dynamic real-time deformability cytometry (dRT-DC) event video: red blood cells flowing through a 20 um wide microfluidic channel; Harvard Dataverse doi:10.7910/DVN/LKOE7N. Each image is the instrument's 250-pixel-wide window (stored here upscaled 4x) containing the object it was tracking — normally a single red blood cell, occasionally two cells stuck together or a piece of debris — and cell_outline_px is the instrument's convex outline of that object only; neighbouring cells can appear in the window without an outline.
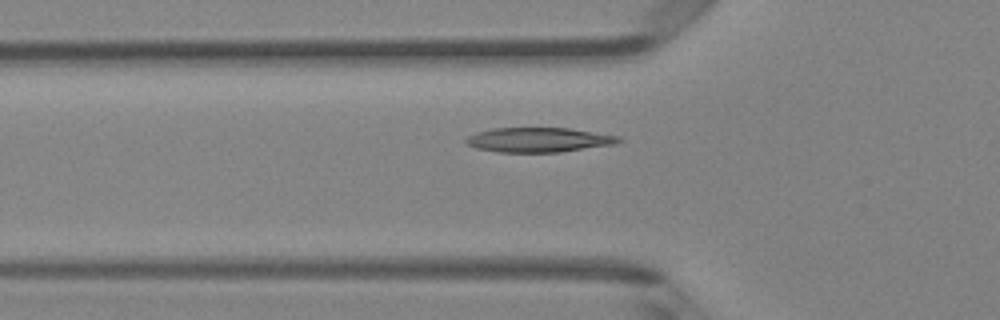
{"species": "Egyptian fruit bat (a non-hibernating species)", "species_latin": "Rousettus aegyptiacus", "temperature_condition": "room temperature", "stored_images_in_passage": 47, "camera_frame_rate_fps": 3000, "um_per_image_px": 0.085, "animal": {"sex": "female"}, "frame": {"image": 1, "passage_image": 16, "time_ms": 5.0, "image_size_px": [1000, 320], "cell_outline_px": [[624, 140], [616, 144], [560, 152], [496, 152], [476, 148], [468, 144], [464, 140], [468, 136], [476, 132], [492, 128], [568, 128], [620, 136]], "centroid_in_image_um": [45.8, 11.89], "position_along_channel_um": 80.0, "area_um2": 21.96}}
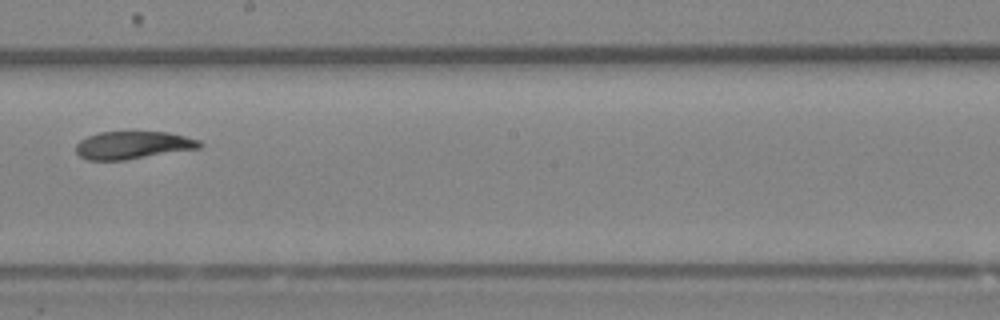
{"frame": {"image": 2, "passage_image": 27, "time_ms": 8.667, "image_size_px": [1000, 320], "cell_outline_px": [[204, 144], [200, 148], [124, 160], [88, 160], [80, 156], [76, 152], [76, 144], [80, 140], [88, 136], [100, 132], [168, 132], [200, 140]], "centroid_in_image_um": [11.3, 12.34], "position_along_channel_um": 236.9, "area_um2": 19.88}}
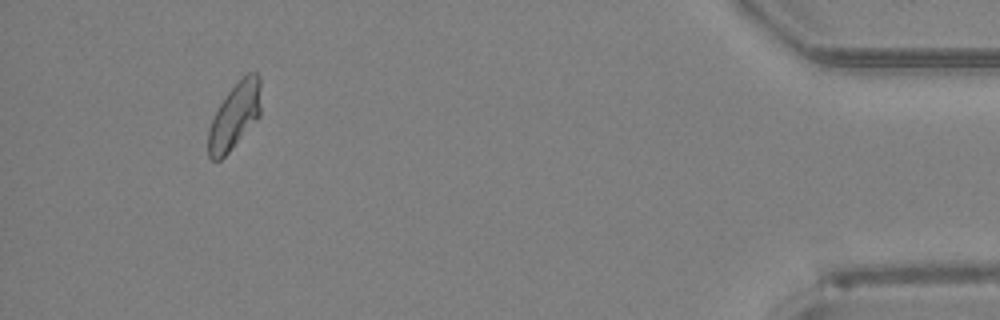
{"frame": {"image": 3, "passage_image": 44, "time_ms": 14.333, "image_size_px": [1000, 320], "cell_outline_px": [[260, 116], [228, 152], [220, 160], [212, 160], [208, 156], [208, 132], [212, 120], [220, 104], [228, 92], [248, 72], [256, 72], [260, 76]], "centroid_in_image_um": [19.95, 9.85], "position_along_channel_um": 415.3, "area_um2": 19.88}}